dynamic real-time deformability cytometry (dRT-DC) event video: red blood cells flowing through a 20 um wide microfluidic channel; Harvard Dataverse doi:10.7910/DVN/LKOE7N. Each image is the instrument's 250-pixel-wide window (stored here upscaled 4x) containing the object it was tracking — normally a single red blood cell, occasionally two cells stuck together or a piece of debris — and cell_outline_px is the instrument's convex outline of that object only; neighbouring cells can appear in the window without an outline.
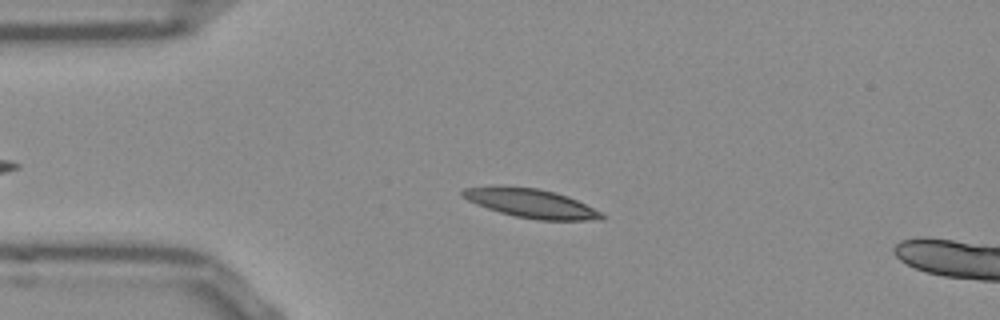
{"species": "Egyptian fruit bat (a non-hibernating species)", "species_latin": "Rousettus aegyptiacus", "temperature_condition": "room temperature", "stored_images_in_passage": 15, "camera_frame_rate_fps": 3000, "um_per_image_px": 0.085, "frame": {"image": 1, "passage_image": 11, "time_ms": 3.333, "image_size_px": [1000, 320], "cell_outline_px": [[604, 220], [536, 220], [516, 216], [500, 212], [476, 204], [460, 196], [460, 192], [464, 188], [536, 188], [568, 196], [600, 212], [604, 216]], "centroid_in_image_um": [45.18, 17.32], "position_along_channel_um": 39.8, "area_um2": 22.48}}